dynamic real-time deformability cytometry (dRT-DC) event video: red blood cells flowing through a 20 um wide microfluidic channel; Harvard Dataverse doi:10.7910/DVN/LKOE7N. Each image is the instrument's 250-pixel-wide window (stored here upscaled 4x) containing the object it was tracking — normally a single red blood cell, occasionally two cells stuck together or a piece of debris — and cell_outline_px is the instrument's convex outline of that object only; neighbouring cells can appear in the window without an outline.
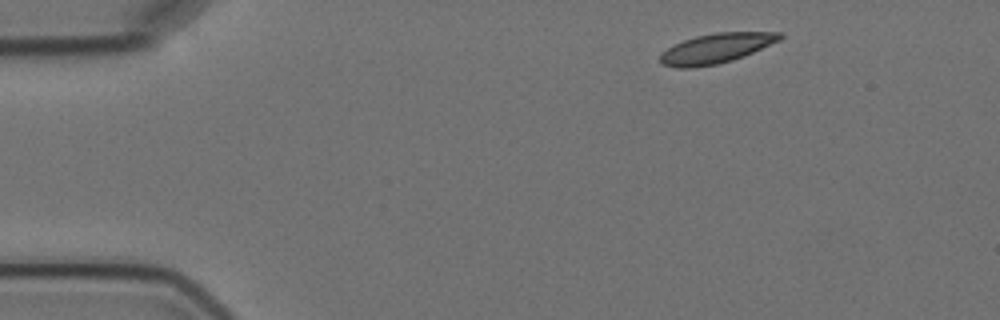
{"species": "Egyptian fruit bat (a non-hibernating species)", "species_latin": "Rousettus aegyptiacus", "temperature_condition": "cold", "stored_images_in_passage": 3, "camera_frame_rate_fps": 3000, "um_per_image_px": 0.085, "animal": {"sex": "female"}, "frame": {"image": 1, "passage_image": 1, "time_ms": 0.0, "image_size_px": [1000, 320], "cell_outline_px": [[784, 36], [780, 40], [744, 56], [732, 60], [716, 64], [692, 68], [676, 68], [660, 64], [660, 52], [684, 40], [696, 36], [716, 32], [784, 32]], "centroid_in_image_um": [60.87, 4.11], "position_along_channel_um": 24.1, "area_um2": 20.81}}
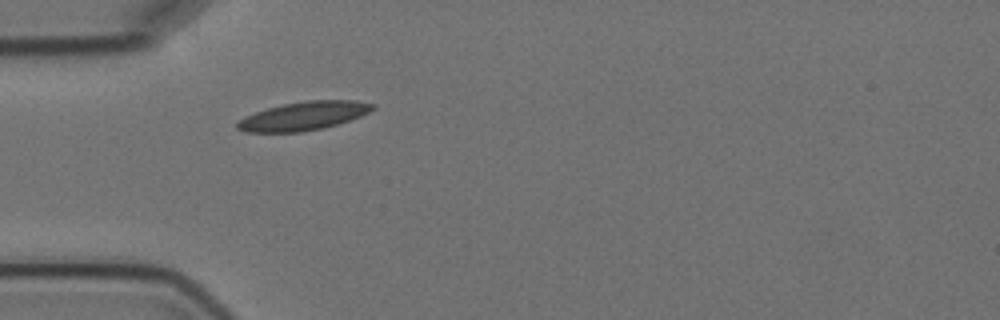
{"frame": {"image": 2, "passage_image": 3, "time_ms": 3.0, "image_size_px": [1000, 320], "cell_outline_px": [[376, 108], [360, 116], [324, 128], [300, 132], [244, 132], [236, 128], [236, 124], [244, 116], [268, 108], [284, 104], [308, 100], [356, 100], [376, 104]], "centroid_in_image_um": [25.81, 9.85], "position_along_channel_um": 59.2, "area_um2": 22.43}}